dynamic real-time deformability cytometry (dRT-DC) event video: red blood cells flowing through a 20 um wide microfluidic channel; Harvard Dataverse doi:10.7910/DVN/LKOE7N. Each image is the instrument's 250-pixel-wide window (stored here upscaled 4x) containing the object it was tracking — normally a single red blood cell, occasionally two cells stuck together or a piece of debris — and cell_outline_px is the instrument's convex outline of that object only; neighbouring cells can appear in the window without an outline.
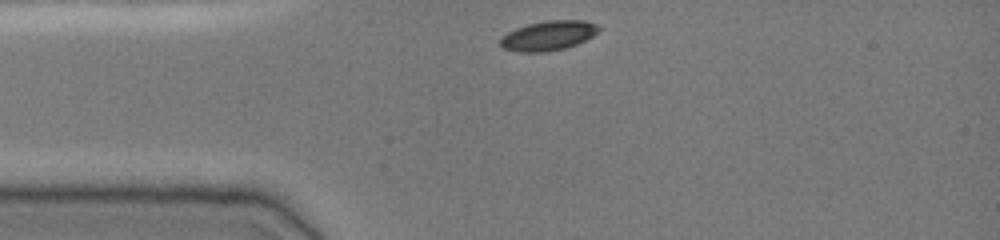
{"species": "common noctule bat (a hibernating species)", "species_latin": "Nyctalus noctula", "temperature_condition": "cold", "stored_images_in_passage": 31, "camera_frame_rate_fps": 3000, "um_per_image_px": 0.085, "animal": {"sex": "female", "body_mass_g": 19.0, "forearm_length_mm": 51.5}, "frame": {"image": 1, "passage_image": 1, "time_ms": 0.0, "image_size_px": [1000, 240], "cell_outline_px": [[600, 28], [592, 36], [576, 44], [564, 48], [544, 52], [520, 52], [504, 48], [500, 44], [500, 40], [508, 32], [516, 28], [528, 24], [548, 20], [584, 20], [596, 24]], "centroid_in_image_um": [46.61, 3.02], "position_along_channel_um": 38.4, "area_um2": 16.7}}
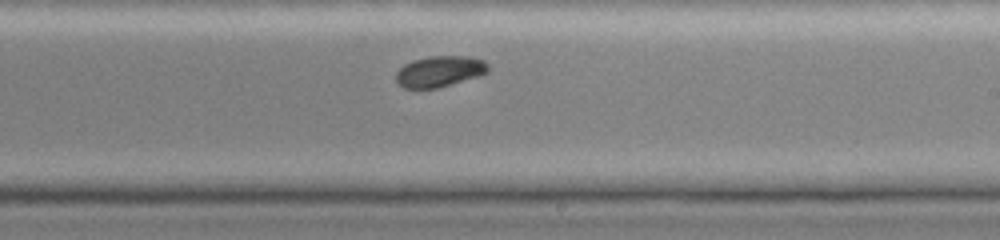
{"frame": {"image": 2, "passage_image": 19, "time_ms": 6.0, "image_size_px": [1000, 240], "cell_outline_px": [[488, 72], [480, 76], [436, 88], [404, 88], [396, 84], [396, 72], [404, 64], [412, 60], [428, 56], [468, 56], [484, 60], [488, 64]], "centroid_in_image_um": [37.35, 6.06], "position_along_channel_um": 251.6, "area_um2": 16.76}}
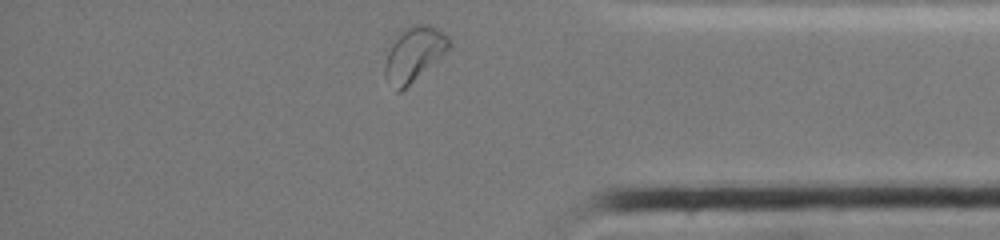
{"frame": {"image": 3, "passage_image": 31, "time_ms": 10.0, "image_size_px": [1000, 240], "cell_outline_px": [[452, 48], [400, 92], [396, 92], [384, 76], [384, 64], [388, 52], [396, 32], [400, 28], [412, 24], [428, 24], [444, 32], [452, 40]], "centroid_in_image_um": [35.2, 4.55], "position_along_channel_um": 400.0, "area_um2": 20.92}, "authors_computed_cell_mechanics": {"area_um2": 17.3978, "velocity_mm_per_s": 3.8921, "shape_relaxation_time_tau1_ms": 2.3966, "shape_relaxation_time_tau2_ms": null, "deformation_change_tau1": 0.0829, "deformation_change_tau2": null}}